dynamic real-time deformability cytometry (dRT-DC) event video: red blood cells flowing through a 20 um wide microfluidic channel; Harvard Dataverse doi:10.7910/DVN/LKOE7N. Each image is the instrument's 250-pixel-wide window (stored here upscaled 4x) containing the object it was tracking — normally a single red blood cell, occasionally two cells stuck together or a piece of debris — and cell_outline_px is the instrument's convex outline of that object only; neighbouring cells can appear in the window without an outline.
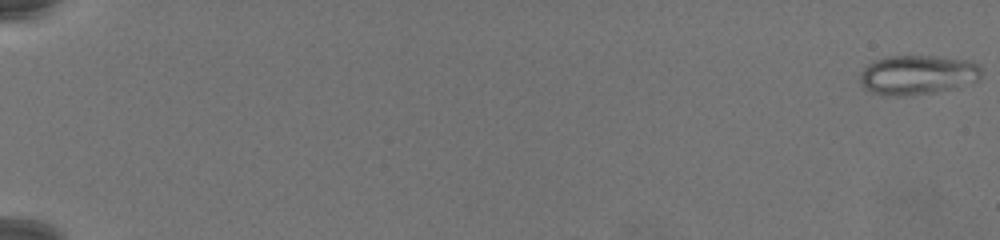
{"species": "common noctule bat (a hibernating species)", "species_latin": "Nyctalus noctula", "temperature_condition": "warm", "stored_images_in_passage": 77, "camera_frame_rate_fps": 3000, "um_per_image_px": 0.085, "animal": {"sex": "female", "body_mass_g": 19.5, "forearm_length_mm": 54.1}, "frame": {"image": 1, "passage_image": 1, "time_ms": 0.0, "image_size_px": [1000, 240], "cell_outline_px": [[980, 80], [972, 84], [956, 88], [936, 92], [904, 96], [880, 96], [864, 88], [860, 84], [860, 72], [868, 64], [876, 60], [888, 56], [936, 56], [968, 60], [980, 64]], "centroid_in_image_um": [78.0, 6.38], "position_along_channel_um": 7.0, "area_um2": 28.44}}
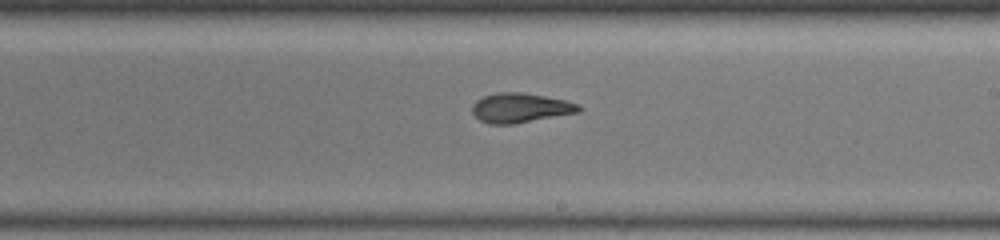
{"frame": {"image": 2, "passage_image": 49, "time_ms": 16.0, "image_size_px": [1000, 240], "cell_outline_px": [[584, 108], [580, 112], [512, 124], [488, 124], [480, 120], [472, 112], [472, 104], [476, 100], [484, 96], [496, 92], [520, 92], [544, 96], [564, 100], [580, 104]], "centroid_in_image_um": [44.24, 9.16], "position_along_channel_um": 244.8, "area_um2": 18.38}}
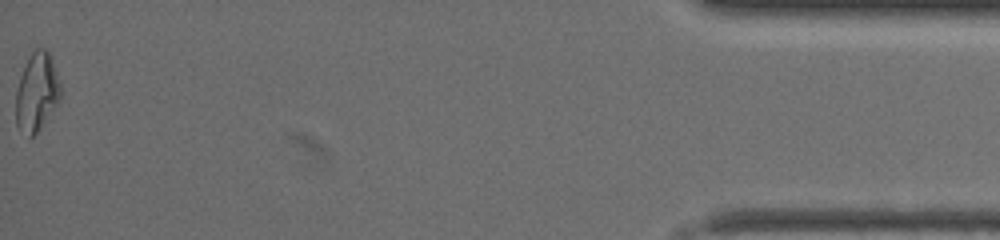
{"frame": {"image": 3, "passage_image": 77, "time_ms": 25.333, "image_size_px": [1000, 240], "cell_outline_px": [[60, 100], [36, 132], [32, 136], [28, 136], [20, 132], [16, 124], [16, 92], [20, 76], [32, 52], [36, 48], [48, 48], [52, 56], [60, 84]], "centroid_in_image_um": [3.13, 7.8], "position_along_channel_um": 432.1, "area_um2": 20.23}}